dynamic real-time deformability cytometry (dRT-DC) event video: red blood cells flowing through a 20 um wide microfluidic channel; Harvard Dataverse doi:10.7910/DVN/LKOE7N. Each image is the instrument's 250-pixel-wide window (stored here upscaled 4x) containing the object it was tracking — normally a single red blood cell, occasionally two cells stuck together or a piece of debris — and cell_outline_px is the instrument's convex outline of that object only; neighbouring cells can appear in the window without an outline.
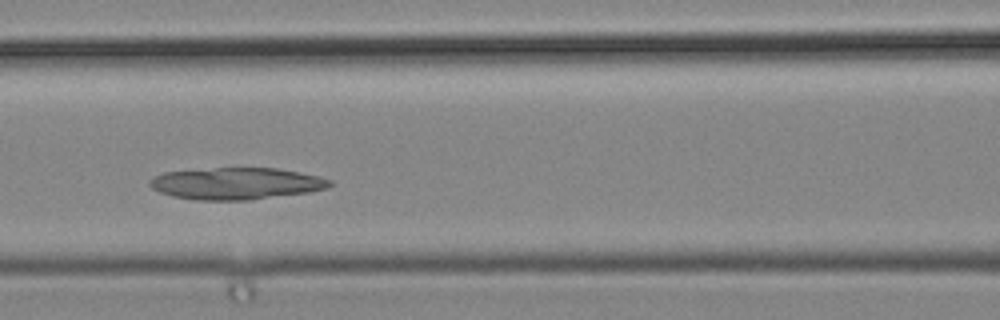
{"species": "common noctule bat (a hibernating species)", "species_latin": "Nyctalus noctula", "temperature_condition": "cold", "stored_images_in_passage": 45, "camera_frame_rate_fps": 3000, "um_per_image_px": 0.085, "animal": {"sex": "male", "body_mass_g": 19.2, "forearm_length_mm": 51.8}, "frame": {"image": 1, "passage_image": 17, "time_ms": 5.333, "image_size_px": [1000, 320], "cell_outline_px": [[332, 184], [328, 188], [308, 192], [248, 200], [196, 200], [172, 196], [160, 192], [152, 188], [148, 184], [156, 176], [164, 172], [216, 168], [276, 168], [300, 172], [320, 176], [332, 180]], "centroid_in_image_um": [20.12, 15.6], "position_along_channel_um": 146.5, "area_um2": 33.23}}
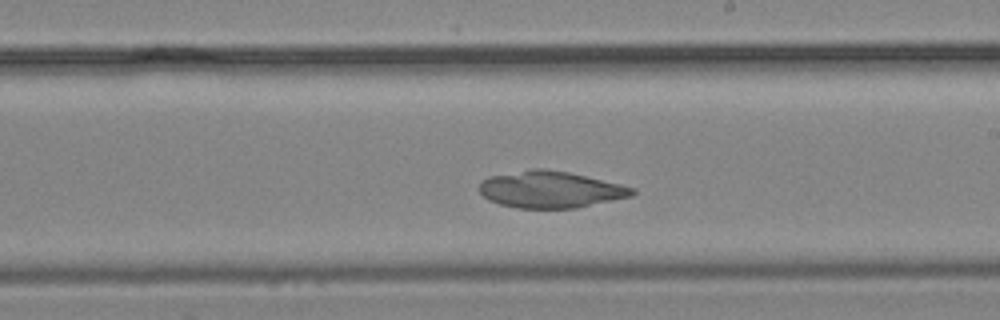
{"frame": {"image": 2, "passage_image": 24, "time_ms": 7.667, "image_size_px": [1000, 320], "cell_outline_px": [[636, 192], [632, 196], [576, 208], [516, 208], [500, 204], [488, 200], [476, 188], [488, 176], [532, 168], [544, 168], [568, 172], [620, 184], [636, 188]], "centroid_in_image_um": [46.76, 16.11], "position_along_channel_um": 242.2, "area_um2": 32.77}}
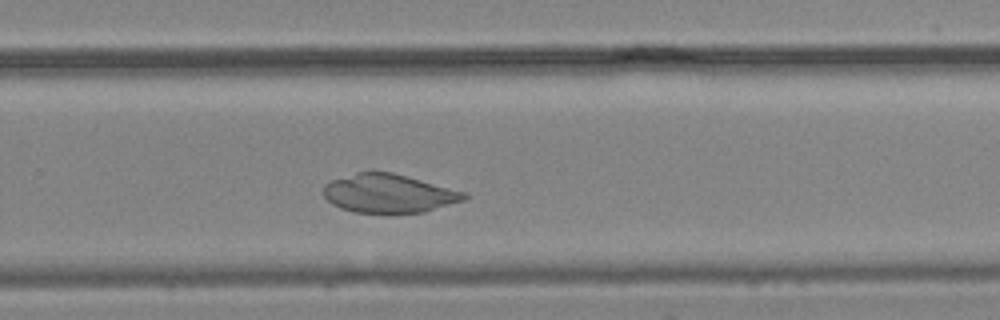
{"frame": {"image": 3, "passage_image": 28, "time_ms": 9.0, "image_size_px": [1000, 320], "cell_outline_px": [[468, 196], [464, 200], [424, 212], [352, 212], [340, 208], [332, 204], [324, 196], [324, 184], [328, 180], [356, 172], [392, 172], [464, 192]], "centroid_in_image_um": [32.98, 16.43], "position_along_channel_um": 296.8, "area_um2": 31.33}}